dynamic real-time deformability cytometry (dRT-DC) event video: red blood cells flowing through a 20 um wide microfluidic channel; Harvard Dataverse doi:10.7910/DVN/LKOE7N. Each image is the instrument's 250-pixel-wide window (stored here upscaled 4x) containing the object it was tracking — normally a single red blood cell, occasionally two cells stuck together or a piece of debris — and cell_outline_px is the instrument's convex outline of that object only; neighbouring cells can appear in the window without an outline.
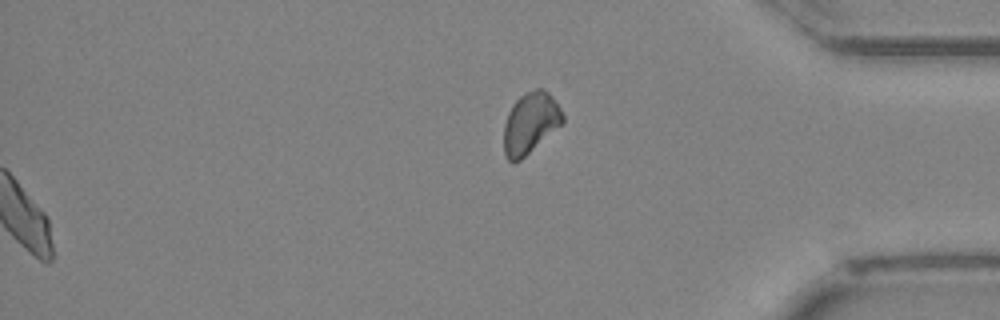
{"species": "Egyptian fruit bat (a non-hibernating species)", "species_latin": "Rousettus aegyptiacus", "temperature_condition": "cold", "stored_images_in_passage": 52, "segment_of_instrument_passage": [2, 2], "camera_frame_rate_fps": 3000, "um_per_image_px": 0.085, "animal": {"sex": "female"}, "frame": {"image": 1, "passage_image": 52, "time_ms": 17.0, "image_size_px": [1000, 320], "cell_outline_px": [[564, 124], [520, 160], [512, 164], [504, 156], [504, 124], [508, 112], [512, 104], [524, 92], [536, 88], [544, 88], [552, 96], [560, 108], [564, 116]], "centroid_in_image_um": [45.09, 10.46], "position_along_channel_um": 390.1, "area_um2": 21.39}}